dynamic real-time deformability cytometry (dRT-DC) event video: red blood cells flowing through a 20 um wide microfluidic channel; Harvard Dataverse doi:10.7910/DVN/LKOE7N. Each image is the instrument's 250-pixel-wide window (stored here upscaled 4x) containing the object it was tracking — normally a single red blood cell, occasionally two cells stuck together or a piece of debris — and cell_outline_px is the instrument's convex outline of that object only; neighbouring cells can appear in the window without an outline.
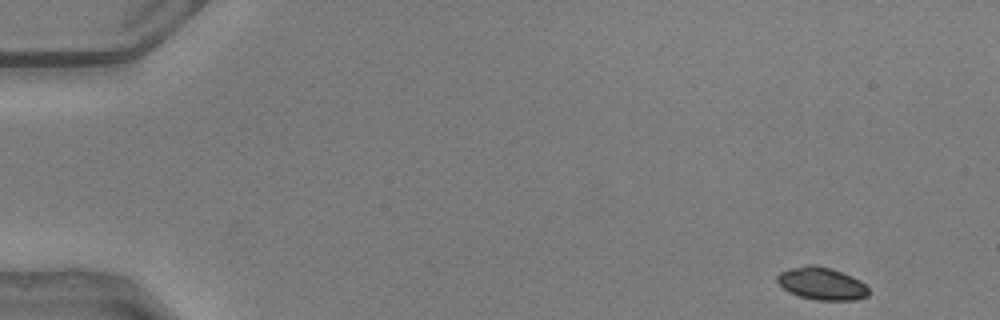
{"species": "common noctule bat (a hibernating species)", "species_latin": "Nyctalus noctula", "temperature_condition": "warm", "stored_images_in_passage": 47, "camera_frame_rate_fps": 3000, "um_per_image_px": 0.085, "animal": {"sex": "male", "body_mass_g": 20.5, "forearm_length_mm": 52.5}, "frame": {"image": 1, "passage_image": 1, "time_ms": 0.0, "image_size_px": [1000, 320], "cell_outline_px": [[868, 296], [856, 300], [816, 300], [800, 296], [788, 292], [776, 280], [776, 276], [780, 272], [804, 264], [812, 264], [832, 268], [852, 276], [860, 280], [868, 288]], "centroid_in_image_um": [69.84, 24.1], "position_along_channel_um": 15.2, "area_um2": 17.4}}
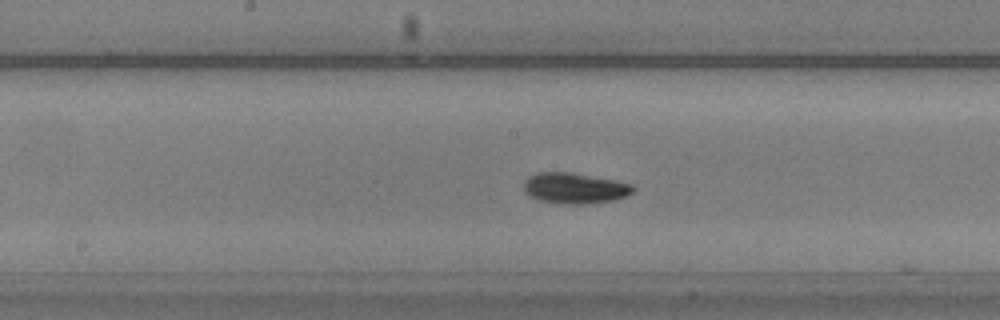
{"frame": {"image": 2, "passage_image": 24, "time_ms": 7.667, "image_size_px": [1000, 320], "cell_outline_px": [[636, 188], [628, 196], [612, 200], [588, 204], [556, 204], [536, 200], [528, 196], [524, 192], [524, 180], [528, 176], [536, 172], [572, 172], [616, 180], [632, 184]], "centroid_in_image_um": [48.81, 16.0], "position_along_channel_um": 199.4, "area_um2": 20.11}}
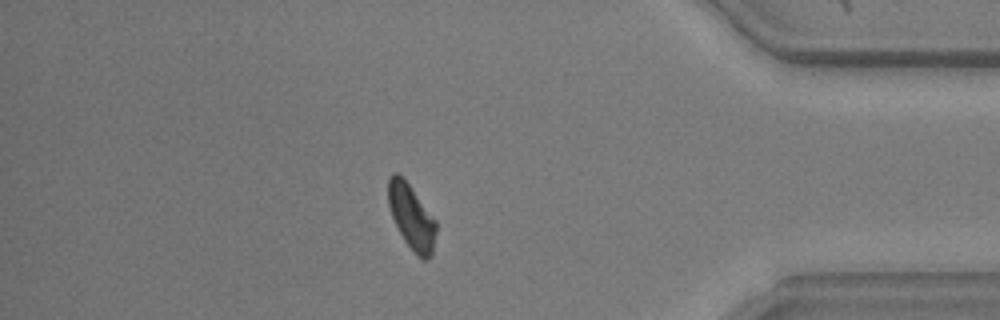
{"frame": {"image": 3, "passage_image": 41, "time_ms": 13.333, "image_size_px": [1000, 320], "cell_outline_px": [[436, 232], [432, 256], [428, 260], [424, 260], [404, 240], [392, 216], [388, 204], [388, 176], [392, 172], [396, 172], [412, 188], [436, 220]], "centroid_in_image_um": [34.98, 18.41], "position_along_channel_um": 400.2, "area_um2": 17.8}, "authors_computed_cell_mechanics": {"area_um2": 18.1492, "velocity_mm_per_s": 4.0888, "shape_relaxation_time_tau1_ms": 2.1161, "shape_relaxation_time_tau2_ms": 5.9898, "deformation_change_tau1": 0.1186, "deformation_change_tau2": 0.0633}}